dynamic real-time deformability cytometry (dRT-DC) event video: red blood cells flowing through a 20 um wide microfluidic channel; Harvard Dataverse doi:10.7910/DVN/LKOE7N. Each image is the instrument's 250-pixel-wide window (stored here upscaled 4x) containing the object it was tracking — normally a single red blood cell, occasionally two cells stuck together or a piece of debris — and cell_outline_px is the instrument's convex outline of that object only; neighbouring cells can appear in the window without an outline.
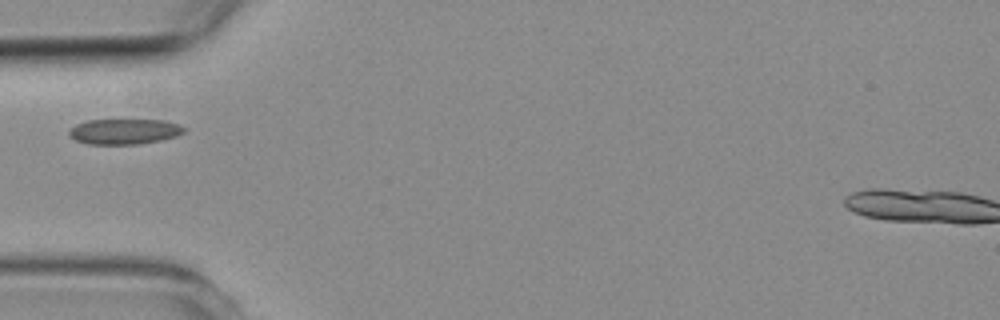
{"species": "common noctule bat (a hibernating species)", "species_latin": "Nyctalus noctula", "temperature_condition": "room temperature", "stored_images_in_passage": 4, "camera_frame_rate_fps": 3000, "um_per_image_px": 0.085, "animal": {"sex": "female", "body_mass_g": 19.3, "forearm_length_mm": 54.1}, "frame": {"image": 1, "passage_image": 4, "time_ms": 4.333, "image_size_px": [1000, 320], "cell_outline_px": [[184, 132], [176, 136], [160, 140], [140, 144], [88, 144], [76, 140], [68, 136], [68, 132], [76, 124], [88, 120], [168, 120], [180, 124], [184, 128]], "centroid_in_image_um": [10.57, 11.17], "position_along_channel_um": 74.4, "area_um2": 17.05}}